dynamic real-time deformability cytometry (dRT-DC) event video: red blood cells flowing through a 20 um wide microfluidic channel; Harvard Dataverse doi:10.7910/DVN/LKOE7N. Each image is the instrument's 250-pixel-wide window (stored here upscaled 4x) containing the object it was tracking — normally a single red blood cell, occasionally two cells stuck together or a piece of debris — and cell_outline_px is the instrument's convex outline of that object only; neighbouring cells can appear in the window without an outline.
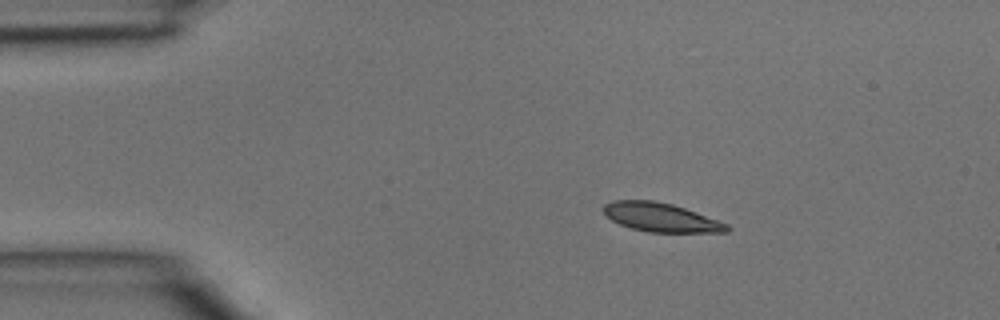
{"species": "common noctule bat (a hibernating species)", "species_latin": "Nyctalus noctula", "temperature_condition": "room temperature", "stored_images_in_passage": 2, "camera_frame_rate_fps": 3000, "um_per_image_px": 0.085, "animal": {"sex": "male", "body_mass_g": 15.6}, "frame": {"image": 1, "passage_image": 1, "time_ms": 0.0, "image_size_px": [1000, 320], "cell_outline_px": [[732, 228], [728, 232], [648, 232], [632, 228], [620, 224], [612, 220], [604, 212], [604, 204], [612, 200], [652, 200], [672, 204], [696, 212], [728, 224]], "centroid_in_image_um": [56.19, 18.47], "position_along_channel_um": 28.8, "area_um2": 20.58}}